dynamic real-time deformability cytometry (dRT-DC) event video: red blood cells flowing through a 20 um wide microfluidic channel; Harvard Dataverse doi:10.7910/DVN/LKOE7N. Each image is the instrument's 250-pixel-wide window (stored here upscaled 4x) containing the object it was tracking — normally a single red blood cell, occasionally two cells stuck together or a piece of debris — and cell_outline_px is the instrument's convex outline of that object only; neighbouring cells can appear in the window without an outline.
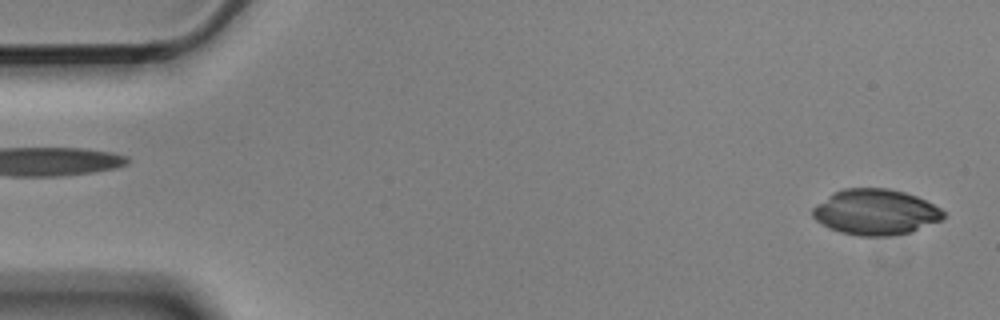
{"species": "Egyptian fruit bat (a non-hibernating species)", "species_latin": "Rousettus aegyptiacus", "temperature_condition": "cold", "stored_images_in_passage": 3, "segment_of_instrument_passage": [2, 2], "camera_frame_rate_fps": 3000, "um_per_image_px": 0.085, "animal": {"sex": "male"}, "frame": {"image": 1, "passage_image": 3, "time_ms": 0.667, "image_size_px": [1000, 320], "cell_outline_px": [[944, 216], [940, 220], [912, 232], [888, 236], [860, 236], [840, 232], [816, 220], [812, 216], [812, 208], [832, 192], [844, 188], [888, 188], [904, 192], [916, 196], [940, 208], [944, 212]], "centroid_in_image_um": [74.4, 18.02], "position_along_channel_um": 10.6, "area_um2": 34.62}}